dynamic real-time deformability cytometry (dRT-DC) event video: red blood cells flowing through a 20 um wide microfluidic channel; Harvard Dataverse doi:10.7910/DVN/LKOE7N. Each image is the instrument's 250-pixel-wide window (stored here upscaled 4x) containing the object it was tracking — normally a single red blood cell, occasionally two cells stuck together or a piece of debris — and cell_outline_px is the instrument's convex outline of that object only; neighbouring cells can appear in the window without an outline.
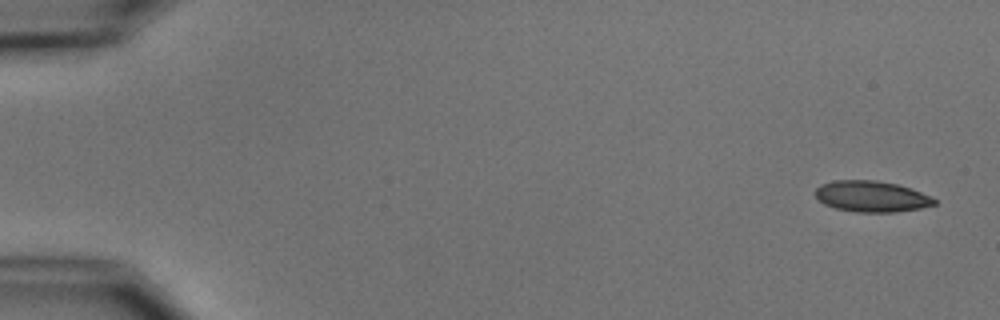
{"species": "common noctule bat (a hibernating species)", "species_latin": "Nyctalus noctula", "temperature_condition": "cold", "stored_images_in_passage": 5, "camera_frame_rate_fps": 3000, "um_per_image_px": 0.085, "animal": {"sex": "male", "body_mass_g": 15.6}, "frame": {"image": 1, "passage_image": 1, "time_ms": 0.0, "image_size_px": [1000, 320], "cell_outline_px": [[936, 204], [920, 208], [896, 212], [856, 212], [836, 208], [824, 204], [812, 192], [820, 184], [832, 180], [876, 180], [896, 184], [912, 188], [932, 196], [936, 200]], "centroid_in_image_um": [74.07, 16.68], "position_along_channel_um": 10.9, "area_um2": 21.73}}
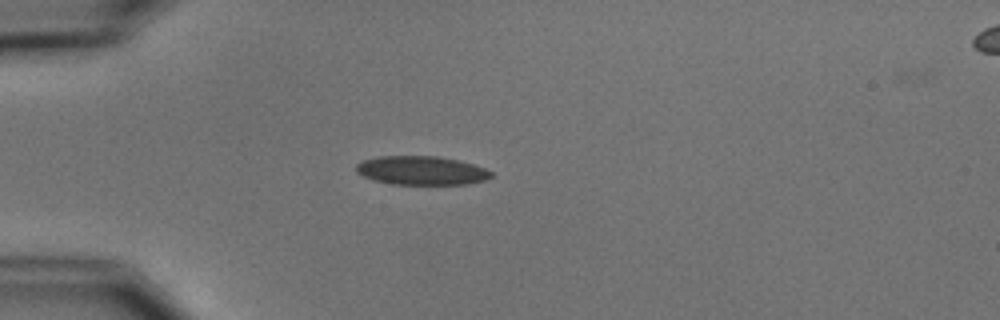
{"frame": {"image": 2, "passage_image": 4, "time_ms": 4.333, "image_size_px": [1000, 320], "cell_outline_px": [[492, 176], [488, 180], [468, 184], [392, 184], [372, 180], [356, 172], [356, 164], [364, 160], [380, 156], [436, 156], [460, 160], [484, 168], [492, 172]], "centroid_in_image_um": [35.84, 14.49], "position_along_channel_um": 49.2, "area_um2": 22.72}}